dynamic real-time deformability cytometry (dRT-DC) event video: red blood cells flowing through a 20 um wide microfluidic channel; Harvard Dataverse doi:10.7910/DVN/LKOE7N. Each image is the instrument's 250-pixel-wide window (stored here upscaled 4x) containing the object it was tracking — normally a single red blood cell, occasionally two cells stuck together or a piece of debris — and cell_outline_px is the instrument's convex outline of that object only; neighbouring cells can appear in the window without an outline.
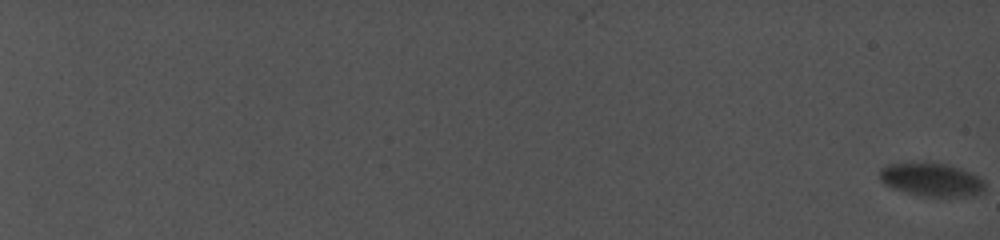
{"species": "common noctule bat (a hibernating species)", "species_latin": "Nyctalus noctula", "temperature_condition": "cold", "stored_images_in_passage": 115, "camera_frame_rate_fps": 5000, "um_per_image_px": 0.085, "animal": {"sex": "female", "body_mass_g": 19.0, "forearm_length_mm": 56.7}, "frame": {"image": 1, "passage_image": 1, "time_ms": 0.0, "image_size_px": [1000, 240], "cell_outline_px": [[984, 192], [972, 196], [920, 196], [892, 188], [884, 184], [880, 180], [880, 168], [888, 164], [924, 160], [928, 160], [948, 164], [960, 168], [984, 180]], "centroid_in_image_um": [79.14, 15.23], "position_along_channel_um": 5.9, "area_um2": 20.98}}
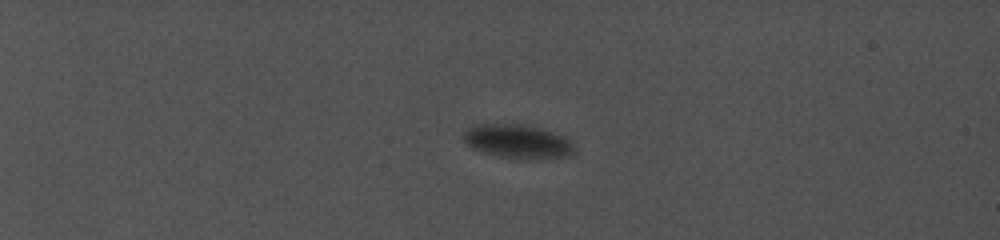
{"frame": {"image": 2, "passage_image": 54, "time_ms": 7.4, "image_size_px": [1000, 240], "cell_outline_px": [[576, 152], [572, 156], [500, 156], [476, 148], [468, 144], [460, 136], [464, 128], [472, 124], [520, 124], [552, 132], [564, 136], [576, 148]], "centroid_in_image_um": [43.94, 11.95], "position_along_channel_um": 41.1, "area_um2": 20.87}}
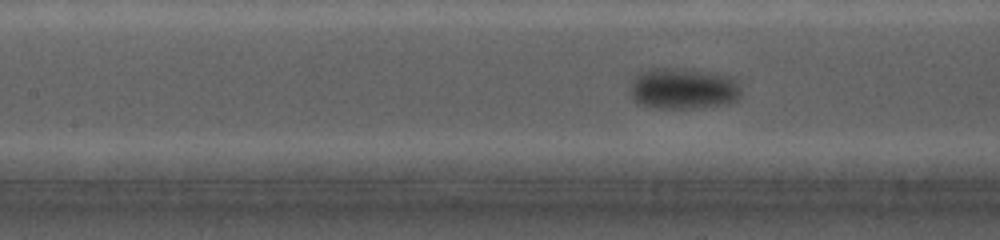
{"frame": {"image": 3, "passage_image": 107, "time_ms": 13.8, "image_size_px": [1000, 240], "cell_outline_px": [[740, 96], [736, 100], [704, 108], [656, 108], [644, 104], [636, 100], [632, 92], [632, 84], [636, 76], [640, 72], [648, 68], [692, 68], [732, 76], [736, 80], [740, 92]], "centroid_in_image_um": [58.12, 7.5], "position_along_channel_um": 149.3, "area_um2": 26.53}}